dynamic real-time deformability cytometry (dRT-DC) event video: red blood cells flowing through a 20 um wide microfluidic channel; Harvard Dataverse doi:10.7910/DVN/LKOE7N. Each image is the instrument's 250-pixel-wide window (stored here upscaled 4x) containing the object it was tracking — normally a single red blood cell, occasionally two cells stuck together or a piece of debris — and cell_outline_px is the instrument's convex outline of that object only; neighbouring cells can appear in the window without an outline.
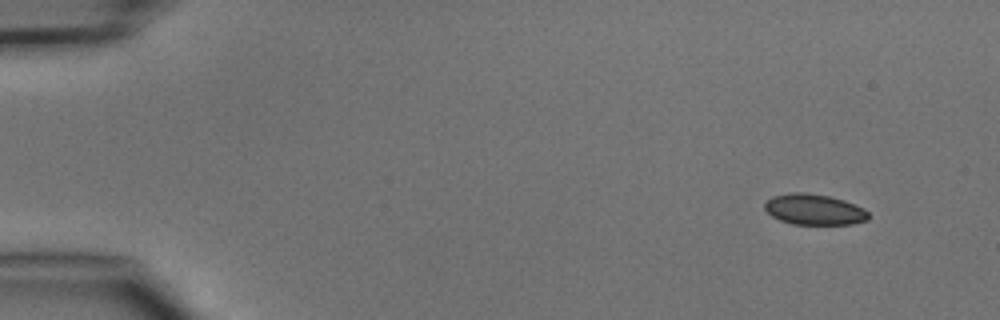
{"species": "common noctule bat (a hibernating species)", "species_latin": "Nyctalus noctula", "temperature_condition": "cold", "stored_images_in_passage": 4, "camera_frame_rate_fps": 3000, "um_per_image_px": 0.085, "animal": {"sex": "male", "body_mass_g": 15.6}, "frame": {"image": 1, "passage_image": 1, "time_ms": 0.0, "image_size_px": [1000, 320], "cell_outline_px": [[868, 220], [852, 224], [792, 224], [780, 220], [772, 216], [764, 208], [764, 204], [772, 196], [788, 192], [804, 192], [828, 196], [844, 200], [864, 208], [868, 212]], "centroid_in_image_um": [69.2, 17.8], "position_along_channel_um": 15.8, "area_um2": 18.61}}
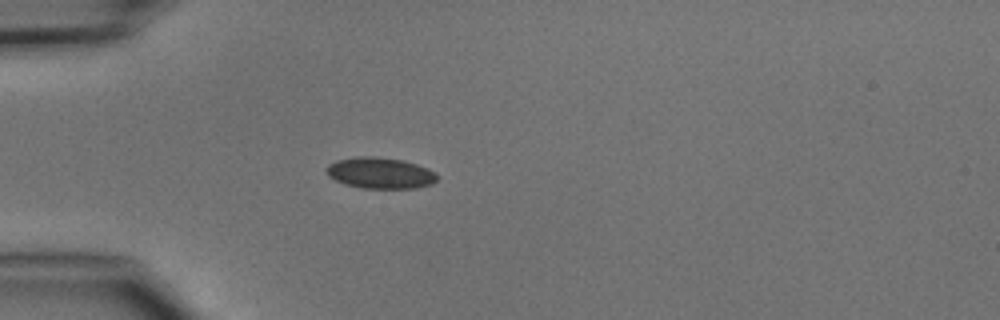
{"frame": {"image": 2, "passage_image": 4, "time_ms": 3.333, "image_size_px": [1000, 320], "cell_outline_px": [[436, 180], [432, 184], [416, 188], [360, 188], [344, 184], [328, 176], [324, 168], [328, 164], [336, 160], [356, 156], [372, 156], [404, 160], [428, 168], [436, 172]], "centroid_in_image_um": [32.28, 14.7], "position_along_channel_um": 52.7, "area_um2": 20.29}}